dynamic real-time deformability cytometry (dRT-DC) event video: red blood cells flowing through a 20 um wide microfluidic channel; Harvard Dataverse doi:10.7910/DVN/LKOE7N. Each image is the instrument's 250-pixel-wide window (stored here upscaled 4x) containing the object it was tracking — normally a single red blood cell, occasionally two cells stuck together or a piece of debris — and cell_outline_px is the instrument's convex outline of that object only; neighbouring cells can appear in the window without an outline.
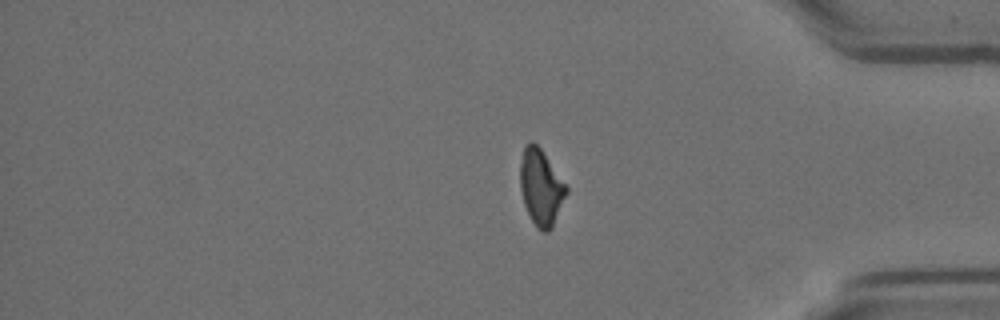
{"species": "Egyptian fruit bat (a non-hibernating species)", "species_latin": "Rousettus aegyptiacus", "temperature_condition": "room temperature", "stored_images_in_passage": 19, "segment_of_instrument_passage": [3, 3], "camera_frame_rate_fps": 3000, "um_per_image_px": 0.085, "animal": {"sex": "female"}, "frame": {"image": 1, "passage_image": 19, "time_ms": 6.0, "image_size_px": [1000, 320], "cell_outline_px": [[568, 192], [552, 228], [548, 232], [544, 232], [536, 228], [524, 204], [520, 188], [520, 164], [524, 144], [532, 140], [540, 148], [568, 188]], "centroid_in_image_um": [45.97, 15.93], "position_along_channel_um": 389.2, "area_um2": 20.35}}